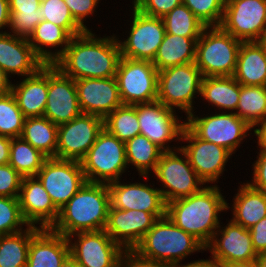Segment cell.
<instances>
[{
  "label": "cell",
  "instance_id": "9a60e30c",
  "mask_svg": "<svg viewBox=\"0 0 266 267\" xmlns=\"http://www.w3.org/2000/svg\"><path fill=\"white\" fill-rule=\"evenodd\" d=\"M67 239L70 256L80 267H116L125 251L105 230L77 232Z\"/></svg>",
  "mask_w": 266,
  "mask_h": 267
},
{
  "label": "cell",
  "instance_id": "6f0895ef",
  "mask_svg": "<svg viewBox=\"0 0 266 267\" xmlns=\"http://www.w3.org/2000/svg\"><path fill=\"white\" fill-rule=\"evenodd\" d=\"M256 262L259 267H266V252L258 254Z\"/></svg>",
  "mask_w": 266,
  "mask_h": 267
},
{
  "label": "cell",
  "instance_id": "7bdbcfd3",
  "mask_svg": "<svg viewBox=\"0 0 266 267\" xmlns=\"http://www.w3.org/2000/svg\"><path fill=\"white\" fill-rule=\"evenodd\" d=\"M200 22L206 26H220L226 0H182Z\"/></svg>",
  "mask_w": 266,
  "mask_h": 267
},
{
  "label": "cell",
  "instance_id": "f1b7e54d",
  "mask_svg": "<svg viewBox=\"0 0 266 267\" xmlns=\"http://www.w3.org/2000/svg\"><path fill=\"white\" fill-rule=\"evenodd\" d=\"M233 200L231 220L243 228L249 229L266 217V192L243 183Z\"/></svg>",
  "mask_w": 266,
  "mask_h": 267
},
{
  "label": "cell",
  "instance_id": "52a82bcc",
  "mask_svg": "<svg viewBox=\"0 0 266 267\" xmlns=\"http://www.w3.org/2000/svg\"><path fill=\"white\" fill-rule=\"evenodd\" d=\"M80 163L86 181L105 184L121 180L122 174L129 168L125 143L106 129L99 133Z\"/></svg>",
  "mask_w": 266,
  "mask_h": 267
},
{
  "label": "cell",
  "instance_id": "7a4b0ae2",
  "mask_svg": "<svg viewBox=\"0 0 266 267\" xmlns=\"http://www.w3.org/2000/svg\"><path fill=\"white\" fill-rule=\"evenodd\" d=\"M218 185H206L200 192L166 204V216L205 247L220 226V213L230 209Z\"/></svg>",
  "mask_w": 266,
  "mask_h": 267
},
{
  "label": "cell",
  "instance_id": "484cf974",
  "mask_svg": "<svg viewBox=\"0 0 266 267\" xmlns=\"http://www.w3.org/2000/svg\"><path fill=\"white\" fill-rule=\"evenodd\" d=\"M21 80L16 85L12 84L11 90L19 109L26 118L42 117L48 95V64Z\"/></svg>",
  "mask_w": 266,
  "mask_h": 267
},
{
  "label": "cell",
  "instance_id": "2e32d148",
  "mask_svg": "<svg viewBox=\"0 0 266 267\" xmlns=\"http://www.w3.org/2000/svg\"><path fill=\"white\" fill-rule=\"evenodd\" d=\"M103 129V118L84 113L58 125L56 158L80 162Z\"/></svg>",
  "mask_w": 266,
  "mask_h": 267
},
{
  "label": "cell",
  "instance_id": "5b68a950",
  "mask_svg": "<svg viewBox=\"0 0 266 267\" xmlns=\"http://www.w3.org/2000/svg\"><path fill=\"white\" fill-rule=\"evenodd\" d=\"M241 43L220 26L205 27L196 42L194 62L202 76H233Z\"/></svg>",
  "mask_w": 266,
  "mask_h": 267
},
{
  "label": "cell",
  "instance_id": "d6a6232c",
  "mask_svg": "<svg viewBox=\"0 0 266 267\" xmlns=\"http://www.w3.org/2000/svg\"><path fill=\"white\" fill-rule=\"evenodd\" d=\"M40 229L28 225L20 232L0 235V267H26L31 238Z\"/></svg>",
  "mask_w": 266,
  "mask_h": 267
},
{
  "label": "cell",
  "instance_id": "60d3db41",
  "mask_svg": "<svg viewBox=\"0 0 266 267\" xmlns=\"http://www.w3.org/2000/svg\"><path fill=\"white\" fill-rule=\"evenodd\" d=\"M42 19L62 27L71 37L85 30L75 21L63 0H47L40 3Z\"/></svg>",
  "mask_w": 266,
  "mask_h": 267
},
{
  "label": "cell",
  "instance_id": "4316f807",
  "mask_svg": "<svg viewBox=\"0 0 266 267\" xmlns=\"http://www.w3.org/2000/svg\"><path fill=\"white\" fill-rule=\"evenodd\" d=\"M233 77L241 85L266 86V44L263 41L241 43Z\"/></svg>",
  "mask_w": 266,
  "mask_h": 267
},
{
  "label": "cell",
  "instance_id": "30bf717a",
  "mask_svg": "<svg viewBox=\"0 0 266 267\" xmlns=\"http://www.w3.org/2000/svg\"><path fill=\"white\" fill-rule=\"evenodd\" d=\"M115 78L123 105L157 101L158 70L151 61L121 57Z\"/></svg>",
  "mask_w": 266,
  "mask_h": 267
},
{
  "label": "cell",
  "instance_id": "e0dca14e",
  "mask_svg": "<svg viewBox=\"0 0 266 267\" xmlns=\"http://www.w3.org/2000/svg\"><path fill=\"white\" fill-rule=\"evenodd\" d=\"M180 141L188 143L180 148L205 184L218 182L232 153L215 143L198 138L186 125Z\"/></svg>",
  "mask_w": 266,
  "mask_h": 267
},
{
  "label": "cell",
  "instance_id": "7402d4cb",
  "mask_svg": "<svg viewBox=\"0 0 266 267\" xmlns=\"http://www.w3.org/2000/svg\"><path fill=\"white\" fill-rule=\"evenodd\" d=\"M18 201L22 216L29 225L51 228L58 219L59 210L36 176L23 177Z\"/></svg>",
  "mask_w": 266,
  "mask_h": 267
},
{
  "label": "cell",
  "instance_id": "db71d44e",
  "mask_svg": "<svg viewBox=\"0 0 266 267\" xmlns=\"http://www.w3.org/2000/svg\"><path fill=\"white\" fill-rule=\"evenodd\" d=\"M9 76L1 67H0V96L11 93L12 82L9 80Z\"/></svg>",
  "mask_w": 266,
  "mask_h": 267
},
{
  "label": "cell",
  "instance_id": "e575fe53",
  "mask_svg": "<svg viewBox=\"0 0 266 267\" xmlns=\"http://www.w3.org/2000/svg\"><path fill=\"white\" fill-rule=\"evenodd\" d=\"M11 34L29 38L42 21L40 3L37 0H9Z\"/></svg>",
  "mask_w": 266,
  "mask_h": 267
},
{
  "label": "cell",
  "instance_id": "8992f818",
  "mask_svg": "<svg viewBox=\"0 0 266 267\" xmlns=\"http://www.w3.org/2000/svg\"><path fill=\"white\" fill-rule=\"evenodd\" d=\"M202 79L201 71L194 62L160 70L157 101L174 111L182 110L188 117L194 111L195 95L201 93Z\"/></svg>",
  "mask_w": 266,
  "mask_h": 267
},
{
  "label": "cell",
  "instance_id": "bcb514c9",
  "mask_svg": "<svg viewBox=\"0 0 266 267\" xmlns=\"http://www.w3.org/2000/svg\"><path fill=\"white\" fill-rule=\"evenodd\" d=\"M69 7V10L75 19V21L85 30L90 31L84 21L89 18L90 15L96 12L95 8H98L100 0H63Z\"/></svg>",
  "mask_w": 266,
  "mask_h": 267
},
{
  "label": "cell",
  "instance_id": "d590c367",
  "mask_svg": "<svg viewBox=\"0 0 266 267\" xmlns=\"http://www.w3.org/2000/svg\"><path fill=\"white\" fill-rule=\"evenodd\" d=\"M235 114L255 128L266 117V86L240 84Z\"/></svg>",
  "mask_w": 266,
  "mask_h": 267
},
{
  "label": "cell",
  "instance_id": "d6986e66",
  "mask_svg": "<svg viewBox=\"0 0 266 267\" xmlns=\"http://www.w3.org/2000/svg\"><path fill=\"white\" fill-rule=\"evenodd\" d=\"M81 114L75 80L48 64V95L43 116L60 125Z\"/></svg>",
  "mask_w": 266,
  "mask_h": 267
},
{
  "label": "cell",
  "instance_id": "44dd1931",
  "mask_svg": "<svg viewBox=\"0 0 266 267\" xmlns=\"http://www.w3.org/2000/svg\"><path fill=\"white\" fill-rule=\"evenodd\" d=\"M82 113L105 118L123 105L117 80L110 78H83L75 80Z\"/></svg>",
  "mask_w": 266,
  "mask_h": 267
},
{
  "label": "cell",
  "instance_id": "83f0119b",
  "mask_svg": "<svg viewBox=\"0 0 266 267\" xmlns=\"http://www.w3.org/2000/svg\"><path fill=\"white\" fill-rule=\"evenodd\" d=\"M71 38L62 27L42 19L29 36L28 42L44 64H53L64 53ZM59 46L60 50L55 49V52L49 50Z\"/></svg>",
  "mask_w": 266,
  "mask_h": 267
},
{
  "label": "cell",
  "instance_id": "7dc6e473",
  "mask_svg": "<svg viewBox=\"0 0 266 267\" xmlns=\"http://www.w3.org/2000/svg\"><path fill=\"white\" fill-rule=\"evenodd\" d=\"M259 147L257 160L253 163V178L247 183L254 189L266 192V148Z\"/></svg>",
  "mask_w": 266,
  "mask_h": 267
},
{
  "label": "cell",
  "instance_id": "681fc988",
  "mask_svg": "<svg viewBox=\"0 0 266 267\" xmlns=\"http://www.w3.org/2000/svg\"><path fill=\"white\" fill-rule=\"evenodd\" d=\"M116 267H165L153 261L139 257L132 250H125L121 255Z\"/></svg>",
  "mask_w": 266,
  "mask_h": 267
},
{
  "label": "cell",
  "instance_id": "8fae6325",
  "mask_svg": "<svg viewBox=\"0 0 266 267\" xmlns=\"http://www.w3.org/2000/svg\"><path fill=\"white\" fill-rule=\"evenodd\" d=\"M220 27L242 42L264 41L266 0H226Z\"/></svg>",
  "mask_w": 266,
  "mask_h": 267
},
{
  "label": "cell",
  "instance_id": "277c9868",
  "mask_svg": "<svg viewBox=\"0 0 266 267\" xmlns=\"http://www.w3.org/2000/svg\"><path fill=\"white\" fill-rule=\"evenodd\" d=\"M205 246L193 235L177 227L167 216L159 218L134 247L139 257L167 266L182 262Z\"/></svg>",
  "mask_w": 266,
  "mask_h": 267
},
{
  "label": "cell",
  "instance_id": "9f6ffc18",
  "mask_svg": "<svg viewBox=\"0 0 266 267\" xmlns=\"http://www.w3.org/2000/svg\"><path fill=\"white\" fill-rule=\"evenodd\" d=\"M219 267H259L256 260L252 261H241V262H233L229 264H223Z\"/></svg>",
  "mask_w": 266,
  "mask_h": 267
},
{
  "label": "cell",
  "instance_id": "1f68e13d",
  "mask_svg": "<svg viewBox=\"0 0 266 267\" xmlns=\"http://www.w3.org/2000/svg\"><path fill=\"white\" fill-rule=\"evenodd\" d=\"M58 125L46 117L25 119L21 138L47 158H56Z\"/></svg>",
  "mask_w": 266,
  "mask_h": 267
},
{
  "label": "cell",
  "instance_id": "603a6c76",
  "mask_svg": "<svg viewBox=\"0 0 266 267\" xmlns=\"http://www.w3.org/2000/svg\"><path fill=\"white\" fill-rule=\"evenodd\" d=\"M108 185L110 203L121 210H141L149 213H166V202L159 188L143 183H122L120 180Z\"/></svg>",
  "mask_w": 266,
  "mask_h": 267
},
{
  "label": "cell",
  "instance_id": "f546056e",
  "mask_svg": "<svg viewBox=\"0 0 266 267\" xmlns=\"http://www.w3.org/2000/svg\"><path fill=\"white\" fill-rule=\"evenodd\" d=\"M240 95V83L233 76L203 77L200 97L218 108L219 112L235 113ZM224 110V111H223ZM228 110V111H227Z\"/></svg>",
  "mask_w": 266,
  "mask_h": 267
},
{
  "label": "cell",
  "instance_id": "74e56055",
  "mask_svg": "<svg viewBox=\"0 0 266 267\" xmlns=\"http://www.w3.org/2000/svg\"><path fill=\"white\" fill-rule=\"evenodd\" d=\"M104 129L124 143L140 134L138 104L117 107L104 118Z\"/></svg>",
  "mask_w": 266,
  "mask_h": 267
},
{
  "label": "cell",
  "instance_id": "11a10c76",
  "mask_svg": "<svg viewBox=\"0 0 266 267\" xmlns=\"http://www.w3.org/2000/svg\"><path fill=\"white\" fill-rule=\"evenodd\" d=\"M165 267H215L214 263L209 259H199V260H195V261H191L190 263L188 262V264H183L181 262H177L175 264H170L167 265Z\"/></svg>",
  "mask_w": 266,
  "mask_h": 267
},
{
  "label": "cell",
  "instance_id": "f5cc1de1",
  "mask_svg": "<svg viewBox=\"0 0 266 267\" xmlns=\"http://www.w3.org/2000/svg\"><path fill=\"white\" fill-rule=\"evenodd\" d=\"M253 129V134L257 137L258 140L257 145L266 148V117Z\"/></svg>",
  "mask_w": 266,
  "mask_h": 267
},
{
  "label": "cell",
  "instance_id": "8d00e7d4",
  "mask_svg": "<svg viewBox=\"0 0 266 267\" xmlns=\"http://www.w3.org/2000/svg\"><path fill=\"white\" fill-rule=\"evenodd\" d=\"M47 159L21 137L11 139L9 164L23 177L36 176Z\"/></svg>",
  "mask_w": 266,
  "mask_h": 267
},
{
  "label": "cell",
  "instance_id": "c3c4849f",
  "mask_svg": "<svg viewBox=\"0 0 266 267\" xmlns=\"http://www.w3.org/2000/svg\"><path fill=\"white\" fill-rule=\"evenodd\" d=\"M249 232L256 253L266 252V217L250 227Z\"/></svg>",
  "mask_w": 266,
  "mask_h": 267
},
{
  "label": "cell",
  "instance_id": "4dcf8cb0",
  "mask_svg": "<svg viewBox=\"0 0 266 267\" xmlns=\"http://www.w3.org/2000/svg\"><path fill=\"white\" fill-rule=\"evenodd\" d=\"M198 39L165 33L152 61L153 65L160 71L168 67L195 62L196 42Z\"/></svg>",
  "mask_w": 266,
  "mask_h": 267
},
{
  "label": "cell",
  "instance_id": "f35d334b",
  "mask_svg": "<svg viewBox=\"0 0 266 267\" xmlns=\"http://www.w3.org/2000/svg\"><path fill=\"white\" fill-rule=\"evenodd\" d=\"M166 33L188 38H199L204 26L183 3L176 6L163 18Z\"/></svg>",
  "mask_w": 266,
  "mask_h": 267
},
{
  "label": "cell",
  "instance_id": "7c38bea8",
  "mask_svg": "<svg viewBox=\"0 0 266 267\" xmlns=\"http://www.w3.org/2000/svg\"><path fill=\"white\" fill-rule=\"evenodd\" d=\"M36 177L43 184L55 207L60 210L85 184L81 163L47 158Z\"/></svg>",
  "mask_w": 266,
  "mask_h": 267
},
{
  "label": "cell",
  "instance_id": "cb8c5ba5",
  "mask_svg": "<svg viewBox=\"0 0 266 267\" xmlns=\"http://www.w3.org/2000/svg\"><path fill=\"white\" fill-rule=\"evenodd\" d=\"M44 65L27 38L15 36L11 32L0 34V67L9 76L15 74L22 78L28 77Z\"/></svg>",
  "mask_w": 266,
  "mask_h": 267
},
{
  "label": "cell",
  "instance_id": "f907efd6",
  "mask_svg": "<svg viewBox=\"0 0 266 267\" xmlns=\"http://www.w3.org/2000/svg\"><path fill=\"white\" fill-rule=\"evenodd\" d=\"M10 20V6L9 0H0V30L9 28ZM8 31H0V34L7 33Z\"/></svg>",
  "mask_w": 266,
  "mask_h": 267
},
{
  "label": "cell",
  "instance_id": "680465c9",
  "mask_svg": "<svg viewBox=\"0 0 266 267\" xmlns=\"http://www.w3.org/2000/svg\"><path fill=\"white\" fill-rule=\"evenodd\" d=\"M61 267H80V266L71 256H69L65 260V262L61 265Z\"/></svg>",
  "mask_w": 266,
  "mask_h": 267
},
{
  "label": "cell",
  "instance_id": "ee69618b",
  "mask_svg": "<svg viewBox=\"0 0 266 267\" xmlns=\"http://www.w3.org/2000/svg\"><path fill=\"white\" fill-rule=\"evenodd\" d=\"M133 6L145 15L163 18L182 0H133Z\"/></svg>",
  "mask_w": 266,
  "mask_h": 267
},
{
  "label": "cell",
  "instance_id": "f6af8a7d",
  "mask_svg": "<svg viewBox=\"0 0 266 267\" xmlns=\"http://www.w3.org/2000/svg\"><path fill=\"white\" fill-rule=\"evenodd\" d=\"M22 179L10 164L0 165V196L18 197Z\"/></svg>",
  "mask_w": 266,
  "mask_h": 267
},
{
  "label": "cell",
  "instance_id": "3957f363",
  "mask_svg": "<svg viewBox=\"0 0 266 267\" xmlns=\"http://www.w3.org/2000/svg\"><path fill=\"white\" fill-rule=\"evenodd\" d=\"M110 205L108 185L86 181L59 210L58 219L50 229L65 237L77 232L104 230Z\"/></svg>",
  "mask_w": 266,
  "mask_h": 267
},
{
  "label": "cell",
  "instance_id": "5bb4252c",
  "mask_svg": "<svg viewBox=\"0 0 266 267\" xmlns=\"http://www.w3.org/2000/svg\"><path fill=\"white\" fill-rule=\"evenodd\" d=\"M138 122L140 134L147 137L163 151L176 150L169 142L181 140L186 122H181L176 111L166 107L159 101L138 104ZM168 144V146H167Z\"/></svg>",
  "mask_w": 266,
  "mask_h": 267
},
{
  "label": "cell",
  "instance_id": "9c48e42d",
  "mask_svg": "<svg viewBox=\"0 0 266 267\" xmlns=\"http://www.w3.org/2000/svg\"><path fill=\"white\" fill-rule=\"evenodd\" d=\"M194 113L185 119L186 126L198 138L224 147L232 154H235L242 141L246 139L245 137L252 134L250 132L253 128L233 112L220 111L204 117H199Z\"/></svg>",
  "mask_w": 266,
  "mask_h": 267
},
{
  "label": "cell",
  "instance_id": "ba28073f",
  "mask_svg": "<svg viewBox=\"0 0 266 267\" xmlns=\"http://www.w3.org/2000/svg\"><path fill=\"white\" fill-rule=\"evenodd\" d=\"M183 156V157H182ZM167 203L200 192L206 185L193 169L181 148L163 151L154 172Z\"/></svg>",
  "mask_w": 266,
  "mask_h": 267
},
{
  "label": "cell",
  "instance_id": "ffe728a7",
  "mask_svg": "<svg viewBox=\"0 0 266 267\" xmlns=\"http://www.w3.org/2000/svg\"><path fill=\"white\" fill-rule=\"evenodd\" d=\"M164 216L166 213L121 210L110 205L104 230L124 250H133L154 223Z\"/></svg>",
  "mask_w": 266,
  "mask_h": 267
},
{
  "label": "cell",
  "instance_id": "d4e9b609",
  "mask_svg": "<svg viewBox=\"0 0 266 267\" xmlns=\"http://www.w3.org/2000/svg\"><path fill=\"white\" fill-rule=\"evenodd\" d=\"M69 256L67 237L41 228L31 238L26 267H61Z\"/></svg>",
  "mask_w": 266,
  "mask_h": 267
},
{
  "label": "cell",
  "instance_id": "91938a15",
  "mask_svg": "<svg viewBox=\"0 0 266 267\" xmlns=\"http://www.w3.org/2000/svg\"><path fill=\"white\" fill-rule=\"evenodd\" d=\"M39 3H42V2H44V1H47V0H37Z\"/></svg>",
  "mask_w": 266,
  "mask_h": 267
},
{
  "label": "cell",
  "instance_id": "4fadbf2b",
  "mask_svg": "<svg viewBox=\"0 0 266 267\" xmlns=\"http://www.w3.org/2000/svg\"><path fill=\"white\" fill-rule=\"evenodd\" d=\"M132 9L129 36L123 42L118 38L121 57L152 62L166 33L164 21Z\"/></svg>",
  "mask_w": 266,
  "mask_h": 267
},
{
  "label": "cell",
  "instance_id": "816d5d0a",
  "mask_svg": "<svg viewBox=\"0 0 266 267\" xmlns=\"http://www.w3.org/2000/svg\"><path fill=\"white\" fill-rule=\"evenodd\" d=\"M11 139L0 135V165L9 164Z\"/></svg>",
  "mask_w": 266,
  "mask_h": 267
},
{
  "label": "cell",
  "instance_id": "836d02e7",
  "mask_svg": "<svg viewBox=\"0 0 266 267\" xmlns=\"http://www.w3.org/2000/svg\"><path fill=\"white\" fill-rule=\"evenodd\" d=\"M127 166L136 167L141 177L146 180L154 172L163 150L147 137L138 134L125 142ZM151 171V172H150Z\"/></svg>",
  "mask_w": 266,
  "mask_h": 267
},
{
  "label": "cell",
  "instance_id": "ac0fdd59",
  "mask_svg": "<svg viewBox=\"0 0 266 267\" xmlns=\"http://www.w3.org/2000/svg\"><path fill=\"white\" fill-rule=\"evenodd\" d=\"M221 226L205 247V251L209 250L212 254L210 260L215 267L233 262L256 260L258 254L253 247L249 229L243 228L232 220L225 227Z\"/></svg>",
  "mask_w": 266,
  "mask_h": 267
},
{
  "label": "cell",
  "instance_id": "ab89813d",
  "mask_svg": "<svg viewBox=\"0 0 266 267\" xmlns=\"http://www.w3.org/2000/svg\"><path fill=\"white\" fill-rule=\"evenodd\" d=\"M26 117L18 107L12 93L0 96V135L16 138L20 137Z\"/></svg>",
  "mask_w": 266,
  "mask_h": 267
},
{
  "label": "cell",
  "instance_id": "b9f144b4",
  "mask_svg": "<svg viewBox=\"0 0 266 267\" xmlns=\"http://www.w3.org/2000/svg\"><path fill=\"white\" fill-rule=\"evenodd\" d=\"M29 224L24 220L18 197L0 196V235H8L24 230Z\"/></svg>",
  "mask_w": 266,
  "mask_h": 267
},
{
  "label": "cell",
  "instance_id": "6da1fadb",
  "mask_svg": "<svg viewBox=\"0 0 266 267\" xmlns=\"http://www.w3.org/2000/svg\"><path fill=\"white\" fill-rule=\"evenodd\" d=\"M116 37L115 34L97 37L91 30L73 36L53 65L74 80L115 77L121 58Z\"/></svg>",
  "mask_w": 266,
  "mask_h": 267
}]
</instances>
